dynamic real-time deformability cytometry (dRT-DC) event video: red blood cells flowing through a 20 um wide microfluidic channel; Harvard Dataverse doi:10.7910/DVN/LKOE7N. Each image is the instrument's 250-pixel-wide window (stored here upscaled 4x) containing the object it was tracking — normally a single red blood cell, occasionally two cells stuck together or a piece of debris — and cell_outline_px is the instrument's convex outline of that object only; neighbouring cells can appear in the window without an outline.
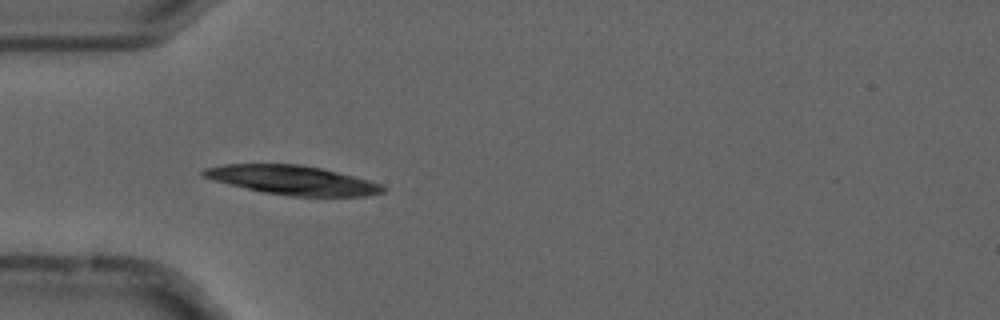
{"species": "common noctule bat (a hibernating species)", "species_latin": "Nyctalus noctula", "temperature_condition": "cold", "stored_images_in_passage": 54, "camera_frame_rate_fps": 3000, "um_per_image_px": 0.085, "animal": {"sex": "male", "forearm_length_mm": 52.5}, "frame": {"image": 1, "passage_image": 16, "time_ms": 5.0, "image_size_px": [1000, 320], "cell_outline_px": [[388, 188], [384, 192], [368, 196], [292, 196], [264, 192], [212, 180], [204, 176], [200, 172], [204, 168], [220, 164], [300, 164], [320, 168], [368, 180], [380, 184]], "centroid_in_image_um": [24.85, 15.31], "position_along_channel_um": 60.1, "area_um2": 30.23}}
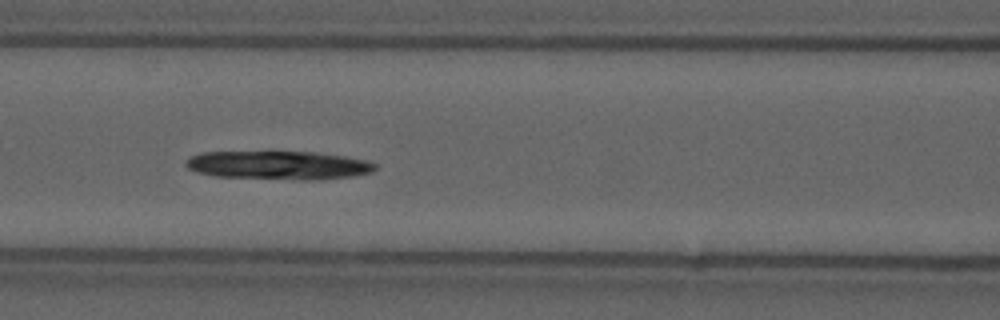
{"frame": {"image": 2, "passage_image": 23, "time_ms": 7.333, "image_size_px": [1000, 320], "cell_outline_px": [[376, 168], [372, 172], [352, 176], [320, 180], [296, 180], [216, 176], [196, 172], [188, 168], [184, 164], [192, 156], [204, 152], [312, 152], [344, 156], [368, 160], [376, 164]], "centroid_in_image_um": [23.72, 14.05], "position_along_channel_um": 142.9, "area_um2": 31.5}}
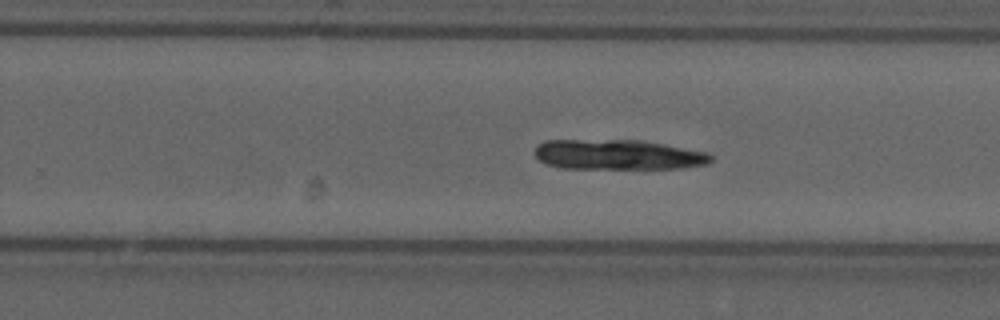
{"frame": {"image": 3, "passage_image": 34, "time_ms": 11.0, "image_size_px": [1000, 320], "cell_outline_px": [[712, 160], [708, 164], [684, 168], [560, 168], [544, 164], [536, 156], [536, 144], [544, 140], [640, 140], [708, 152], [712, 156]], "centroid_in_image_um": [52.52, 13.15], "position_along_channel_um": 277.3, "area_um2": 30.92}}